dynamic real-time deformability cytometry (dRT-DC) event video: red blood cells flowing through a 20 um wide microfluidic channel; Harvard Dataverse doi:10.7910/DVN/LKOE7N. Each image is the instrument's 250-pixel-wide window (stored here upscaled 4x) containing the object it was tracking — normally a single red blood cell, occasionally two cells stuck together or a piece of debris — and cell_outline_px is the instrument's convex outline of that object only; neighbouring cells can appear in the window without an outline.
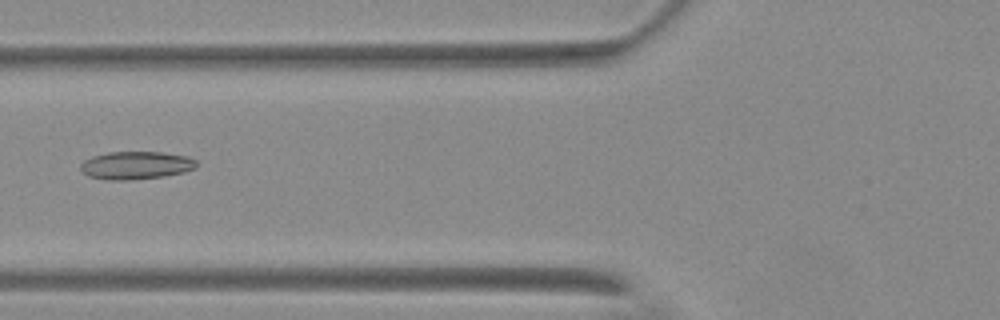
{"species": "Egyptian fruit bat (a non-hibernating species)", "species_latin": "Rousettus aegyptiacus", "temperature_condition": "warm", "stored_images_in_passage": 5, "camera_frame_rate_fps": 3000, "um_per_image_px": 0.085, "animal": {"sex": "female"}, "frame": {"image": 1, "passage_image": 5, "time_ms": 4.667, "image_size_px": [1000, 320], "cell_outline_px": [[196, 168], [184, 172], [164, 176], [128, 180], [108, 180], [88, 176], [80, 168], [80, 164], [84, 160], [92, 156], [108, 152], [160, 152], [188, 156], [196, 160]], "centroid_in_image_um": [11.55, 14.05], "position_along_channel_um": 114.2, "area_um2": 18.84}}